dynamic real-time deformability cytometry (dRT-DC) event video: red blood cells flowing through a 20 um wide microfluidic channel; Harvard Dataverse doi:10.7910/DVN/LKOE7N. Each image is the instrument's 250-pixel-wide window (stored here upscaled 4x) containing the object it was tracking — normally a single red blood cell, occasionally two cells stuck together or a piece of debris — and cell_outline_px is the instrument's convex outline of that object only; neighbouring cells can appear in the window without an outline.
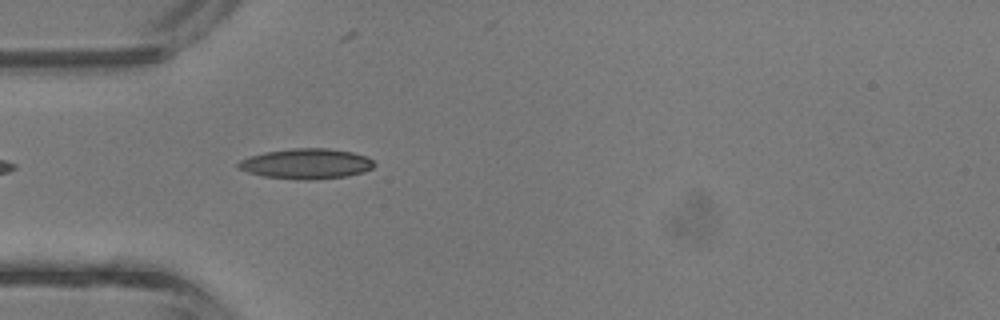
{"species": "common noctule bat (a hibernating species)", "species_latin": "Nyctalus noctula", "temperature_condition": "room temperature", "stored_images_in_passage": 1, "camera_frame_rate_fps": 3000, "um_per_image_px": 0.085, "animal": {"sex": "male", "body_mass_g": 13.3}, "frame": {"image": 1, "passage_image": 1, "time_ms": 0.0, "image_size_px": [1000, 320], "cell_outline_px": [[376, 164], [372, 168], [364, 172], [348, 176], [312, 180], [304, 180], [264, 176], [248, 172], [236, 168], [236, 164], [240, 160], [248, 156], [264, 152], [292, 148], [328, 148], [352, 152], [368, 156]], "centroid_in_image_um": [26.04, 13.91], "position_along_channel_um": 59.0, "area_um2": 24.22}}